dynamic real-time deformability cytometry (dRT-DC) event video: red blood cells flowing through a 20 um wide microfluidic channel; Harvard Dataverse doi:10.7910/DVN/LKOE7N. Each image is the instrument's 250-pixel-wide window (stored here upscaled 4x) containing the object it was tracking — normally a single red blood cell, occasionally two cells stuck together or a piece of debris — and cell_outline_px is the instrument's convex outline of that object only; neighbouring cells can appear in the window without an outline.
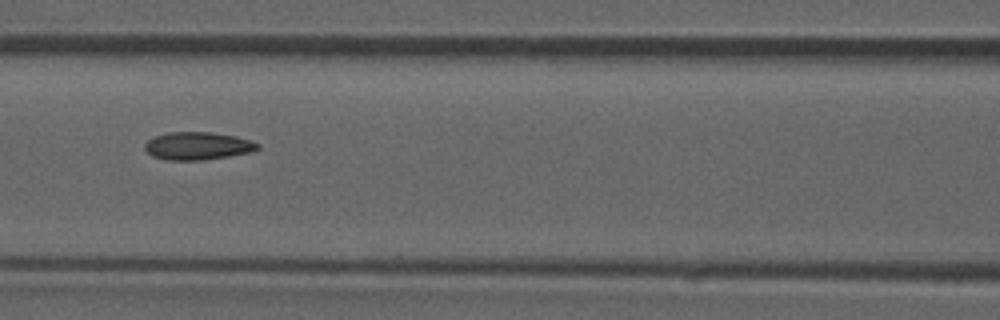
{"species": "common noctule bat (a hibernating species)", "species_latin": "Nyctalus noctula", "temperature_condition": "room temperature", "stored_images_in_passage": 46, "camera_frame_rate_fps": 3000, "um_per_image_px": 0.085, "animal": {"sex": "male", "forearm_length_mm": 52.5}, "frame": {"image": 1, "passage_image": 20, "time_ms": 6.333, "image_size_px": [1000, 320], "cell_outline_px": [[260, 148], [252, 152], [204, 160], [168, 160], [152, 156], [144, 148], [144, 144], [148, 140], [156, 136], [168, 132], [212, 132], [236, 136], [260, 144]], "centroid_in_image_um": [16.81, 12.4], "position_along_channel_um": 149.8, "area_um2": 18.26}}